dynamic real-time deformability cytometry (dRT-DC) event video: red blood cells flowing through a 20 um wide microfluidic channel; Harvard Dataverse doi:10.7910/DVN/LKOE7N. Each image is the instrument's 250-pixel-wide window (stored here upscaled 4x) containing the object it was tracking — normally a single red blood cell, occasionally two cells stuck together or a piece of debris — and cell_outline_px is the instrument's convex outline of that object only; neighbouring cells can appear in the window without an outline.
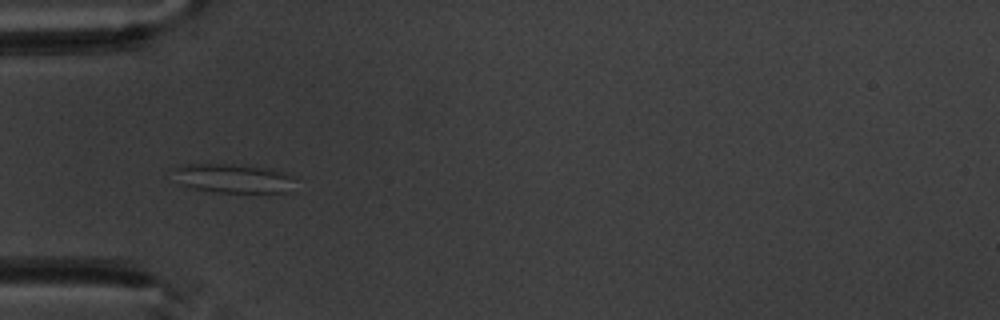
{"species": "common noctule bat (a hibernating species)", "species_latin": "Nyctalus noctula", "temperature_condition": "warm", "stored_images_in_passage": 6, "camera_frame_rate_fps": 3000, "um_per_image_px": 0.085, "animal": {"sex": "male", "body_mass_g": 20.1, "forearm_length_mm": 53.5}, "frame": {"image": 1, "passage_image": 5, "time_ms": 5.0, "image_size_px": [1000, 320], "cell_outline_px": [[288, 192], [220, 192], [192, 188], [184, 184], [176, 168], [184, 164], [232, 164], [268, 168], [280, 172], [288, 176]], "centroid_in_image_um": [19.8, 15.15], "position_along_channel_um": 65.2, "area_um2": 19.25}}
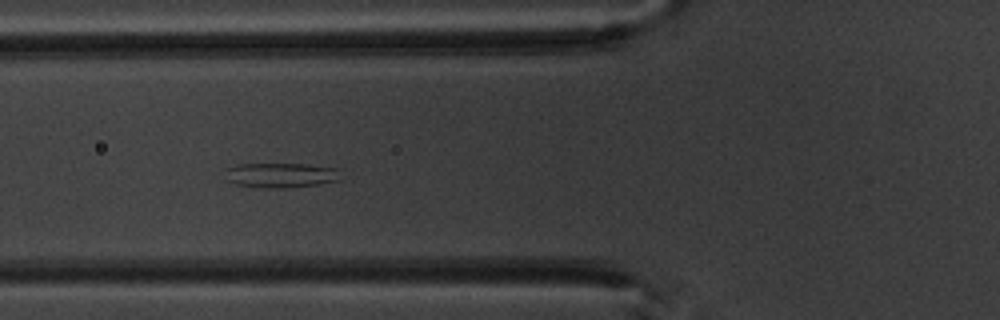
{"frame": {"image": 2, "passage_image": 6, "time_ms": 6.0, "image_size_px": [1000, 320], "cell_outline_px": [[340, 180], [320, 184], [288, 188], [268, 188], [236, 184], [224, 180], [228, 168], [236, 164], [308, 164], [340, 168]], "centroid_in_image_um": [23.91, 14.89], "position_along_channel_um": 101.9, "area_um2": 16.94}}